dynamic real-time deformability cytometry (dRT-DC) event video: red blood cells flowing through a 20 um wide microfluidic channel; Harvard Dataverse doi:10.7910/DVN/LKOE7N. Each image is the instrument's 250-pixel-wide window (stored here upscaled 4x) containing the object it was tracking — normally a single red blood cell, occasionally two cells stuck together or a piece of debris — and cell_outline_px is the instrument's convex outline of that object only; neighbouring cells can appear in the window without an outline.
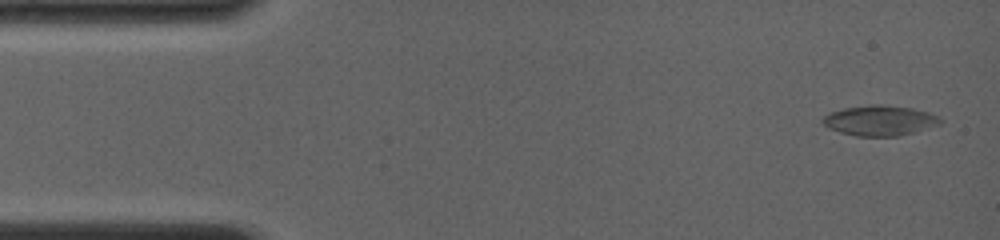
{"species": "common noctule bat (a hibernating species)", "species_latin": "Nyctalus noctula", "temperature_condition": "room temperature", "stored_images_in_passage": 4, "camera_frame_rate_fps": 4000, "um_per_image_px": 0.085, "animal": {"sex": "female", "body_mass_g": 19.0, "forearm_length_mm": 56.7}, "frame": {"image": 1, "passage_image": 1, "time_ms": 0.0, "image_size_px": [1000, 240], "cell_outline_px": [[940, 124], [912, 132], [896, 136], [856, 136], [840, 132], [828, 128], [820, 120], [824, 116], [832, 112], [844, 108], [912, 108], [928, 112], [936, 116], [940, 120]], "centroid_in_image_um": [74.73, 10.31], "position_along_channel_um": 10.3, "area_um2": 19.31}}
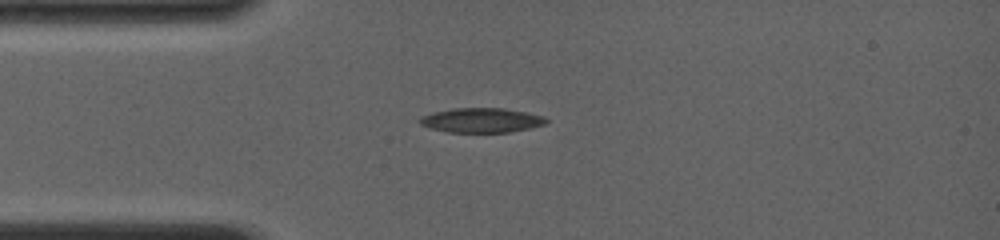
{"frame": {"image": 2, "passage_image": 4, "time_ms": 3.25, "image_size_px": [1000, 240], "cell_outline_px": [[548, 124], [508, 132], [448, 132], [432, 128], [420, 124], [420, 116], [432, 112], [452, 108], [504, 108], [544, 116], [548, 120]], "centroid_in_image_um": [40.93, 10.21], "position_along_channel_um": 44.1, "area_um2": 18.03}}